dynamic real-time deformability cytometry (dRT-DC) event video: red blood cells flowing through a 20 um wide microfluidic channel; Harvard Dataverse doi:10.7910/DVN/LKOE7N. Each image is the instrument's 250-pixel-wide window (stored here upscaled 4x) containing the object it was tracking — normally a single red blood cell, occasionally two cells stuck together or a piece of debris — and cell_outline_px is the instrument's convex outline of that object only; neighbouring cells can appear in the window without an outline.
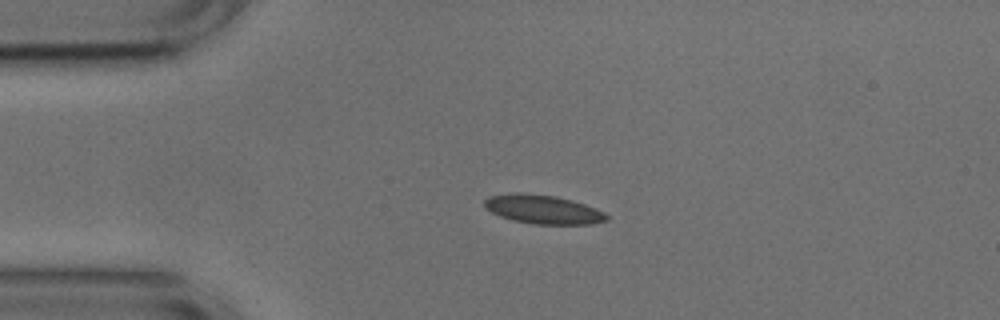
{"species": "common noctule bat (a hibernating species)", "species_latin": "Nyctalus noctula", "temperature_condition": "cold", "stored_images_in_passage": 42, "camera_frame_rate_fps": 3000, "um_per_image_px": 0.085, "animal": {"sex": "male", "body_mass_g": 17.9, "forearm_length_mm": 54.2}, "frame": {"image": 1, "passage_image": 1, "time_ms": 0.0, "image_size_px": [1000, 320], "cell_outline_px": [[608, 220], [592, 224], [532, 224], [512, 220], [500, 216], [492, 212], [484, 204], [484, 200], [488, 196], [520, 192], [556, 196], [572, 200], [596, 208], [604, 212], [608, 216]], "centroid_in_image_um": [46.17, 17.8], "position_along_channel_um": 38.8, "area_um2": 20.52}}
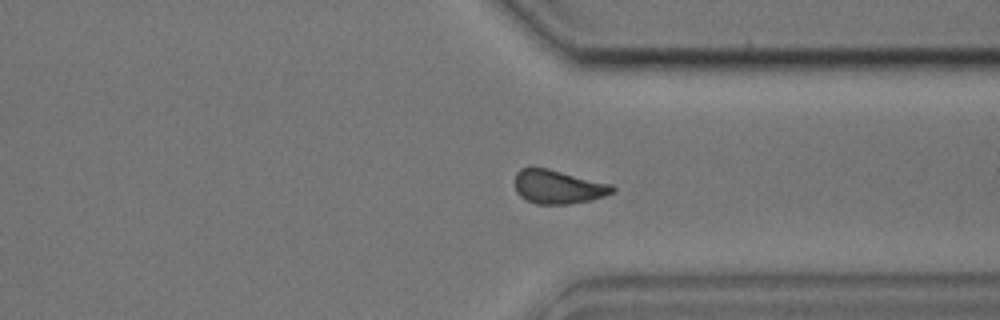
{"frame": {"image": 2, "passage_image": 29, "time_ms": 9.333, "image_size_px": [1000, 320], "cell_outline_px": [[616, 192], [592, 200], [568, 204], [536, 204], [524, 200], [516, 192], [516, 172], [520, 168], [548, 168], [612, 184], [616, 188]], "centroid_in_image_um": [47.46, 15.89], "position_along_channel_um": 363.9, "area_um2": 19.36}}
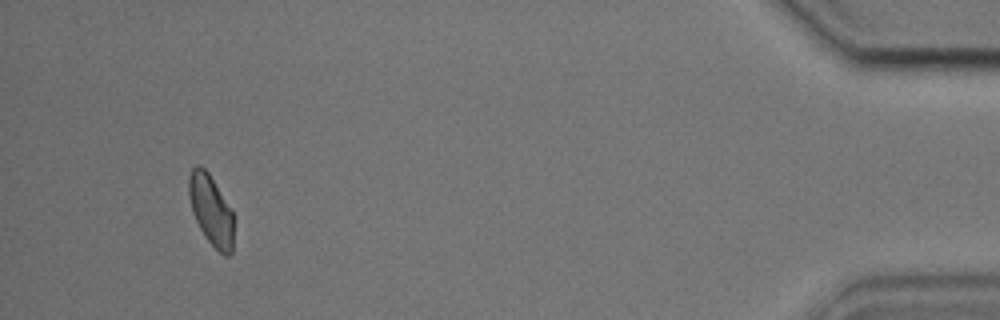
{"frame": {"image": 3, "passage_image": 39, "time_ms": 12.667, "image_size_px": [1000, 320], "cell_outline_px": [[232, 252], [228, 256], [224, 256], [204, 236], [192, 212], [188, 196], [188, 176], [192, 168], [196, 164], [200, 164], [208, 172], [232, 212]], "centroid_in_image_um": [17.89, 17.83], "position_along_channel_um": 417.3, "area_um2": 18.09}, "authors_computed_cell_mechanics": {"area_um2": 19.363, "velocity_mm_per_s": 3.7564, "shape_relaxation_time_tau1_ms": 1.9735, "shape_relaxation_time_tau2_ms": 2.3223, "deformation_change_tau1": 0.1015, "deformation_change_tau2": 0.0974}}